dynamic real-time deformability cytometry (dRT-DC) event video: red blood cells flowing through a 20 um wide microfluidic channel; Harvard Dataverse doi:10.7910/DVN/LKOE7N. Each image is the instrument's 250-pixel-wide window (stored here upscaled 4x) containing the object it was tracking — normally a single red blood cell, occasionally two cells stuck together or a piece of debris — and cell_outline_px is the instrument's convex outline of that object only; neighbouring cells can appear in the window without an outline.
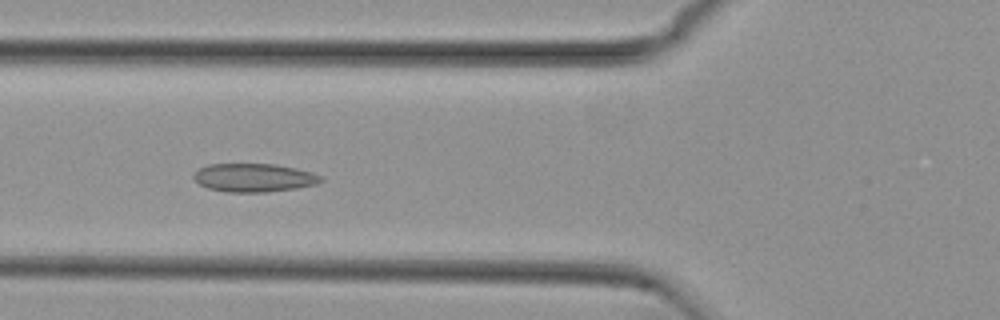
{"species": "common noctule bat (a hibernating species)", "species_latin": "Nyctalus noctula", "temperature_condition": "cold", "stored_images_in_passage": 50, "camera_frame_rate_fps": 3000, "um_per_image_px": 0.085, "animal": {"sex": "female", "body_mass_g": 29.2, "forearm_length_mm": 56.3}, "frame": {"image": 1, "passage_image": 16, "time_ms": 5.0, "image_size_px": [1000, 320], "cell_outline_px": [[324, 180], [316, 184], [296, 188], [268, 192], [224, 192], [208, 188], [200, 184], [192, 176], [200, 168], [208, 164], [272, 164], [296, 168], [312, 172], [320, 176]], "centroid_in_image_um": [21.59, 15.11], "position_along_channel_um": 104.2, "area_um2": 20.98}}
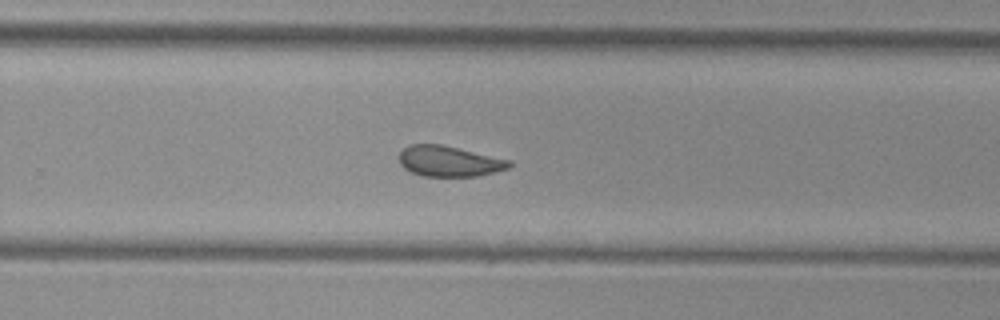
{"frame": {"image": 2, "passage_image": 31, "time_ms": 10.0, "image_size_px": [1000, 320], "cell_outline_px": [[512, 164], [508, 168], [476, 176], [424, 176], [412, 172], [404, 168], [400, 164], [400, 152], [404, 148], [412, 144], [444, 144], [512, 160]], "centroid_in_image_um": [38.2, 13.69], "position_along_channel_um": 291.6, "area_um2": 19.65}}
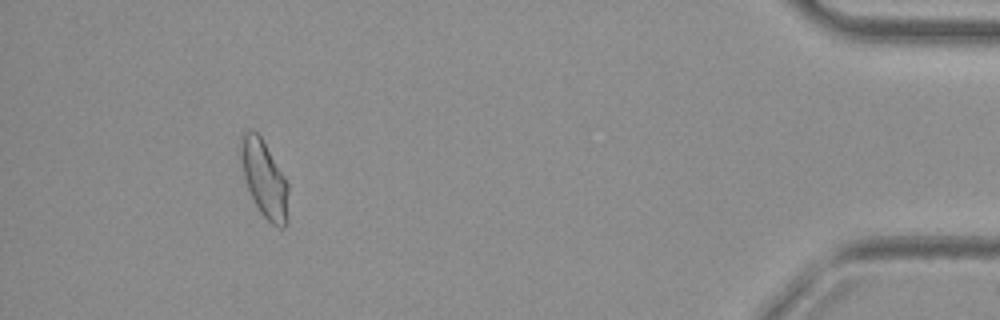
{"frame": {"image": 3, "passage_image": 46, "time_ms": 15.0, "image_size_px": [1000, 320], "cell_outline_px": [[288, 220], [284, 228], [280, 228], [272, 224], [260, 212], [248, 188], [244, 176], [240, 152], [240, 144], [244, 132], [256, 132], [260, 136], [284, 176], [288, 184]], "centroid_in_image_um": [22.49, 15.27], "position_along_channel_um": 412.7, "area_um2": 20.81}, "authors_computed_cell_mechanics": {"area_um2": 20.6924, "velocity_mm_per_s": 3.7524, "shape_relaxation_time_tau1_ms": null, "shape_relaxation_time_tau2_ms": 2.2674, "deformation_change_tau1": null, "deformation_change_tau2": 0.0721}}